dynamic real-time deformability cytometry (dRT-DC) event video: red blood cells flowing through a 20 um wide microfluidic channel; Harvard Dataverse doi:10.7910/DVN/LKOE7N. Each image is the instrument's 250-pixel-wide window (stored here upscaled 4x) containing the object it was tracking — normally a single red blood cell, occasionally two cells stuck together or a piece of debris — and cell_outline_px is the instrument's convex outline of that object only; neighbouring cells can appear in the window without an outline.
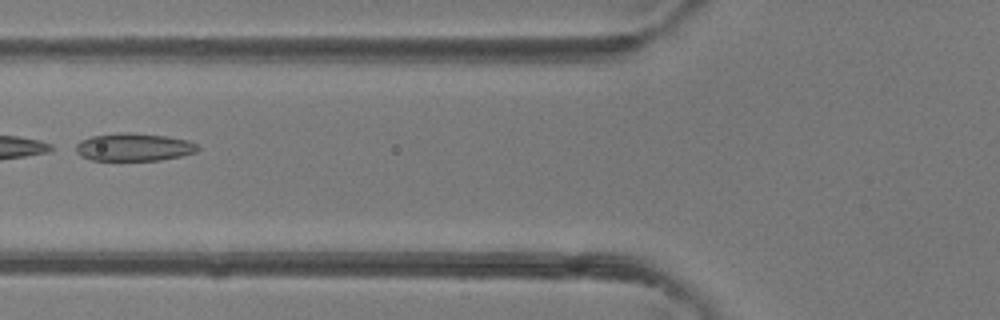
{"species": "common noctule bat (a hibernating species)", "species_latin": "Nyctalus noctula", "temperature_condition": "room temperature", "stored_images_in_passage": 3, "camera_frame_rate_fps": 3000, "um_per_image_px": 0.085, "animal": {"sex": "female"}, "frame": {"image": 1, "passage_image": 3, "time_ms": 3.333, "image_size_px": [1000, 320], "cell_outline_px": [[200, 148], [196, 152], [180, 156], [160, 160], [92, 160], [80, 156], [76, 152], [76, 144], [80, 140], [92, 136], [120, 132], [128, 132], [168, 136], [188, 140], [196, 144]], "centroid_in_image_um": [11.37, 12.5], "position_along_channel_um": 114.4, "area_um2": 19.83}}